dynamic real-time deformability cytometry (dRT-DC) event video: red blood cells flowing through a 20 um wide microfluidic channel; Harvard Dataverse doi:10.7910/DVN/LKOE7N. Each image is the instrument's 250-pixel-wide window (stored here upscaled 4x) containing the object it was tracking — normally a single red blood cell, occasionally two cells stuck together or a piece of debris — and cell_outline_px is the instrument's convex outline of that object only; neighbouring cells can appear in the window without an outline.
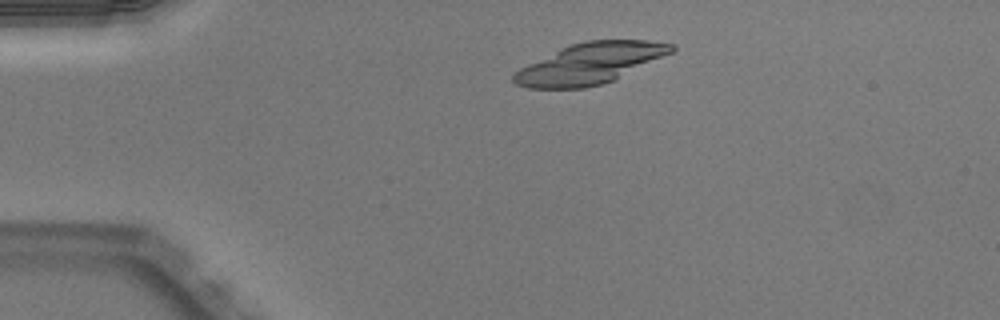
{"species": "Egyptian fruit bat (a non-hibernating species)", "species_latin": "Rousettus aegyptiacus", "temperature_condition": "warm", "stored_images_in_passage": 13, "camera_frame_rate_fps": 3000, "um_per_image_px": 0.085, "animal": {"sex": "male"}, "frame": {"image": 1, "passage_image": 5, "time_ms": 1.333, "image_size_px": [1000, 320], "cell_outline_px": [[676, 48], [672, 52], [612, 80], [600, 84], [584, 88], [528, 88], [516, 84], [512, 80], [512, 72], [528, 64], [572, 44], [588, 40], [648, 40], [676, 44]], "centroid_in_image_um": [50.14, 5.39], "position_along_channel_um": 34.9, "area_um2": 36.82}}